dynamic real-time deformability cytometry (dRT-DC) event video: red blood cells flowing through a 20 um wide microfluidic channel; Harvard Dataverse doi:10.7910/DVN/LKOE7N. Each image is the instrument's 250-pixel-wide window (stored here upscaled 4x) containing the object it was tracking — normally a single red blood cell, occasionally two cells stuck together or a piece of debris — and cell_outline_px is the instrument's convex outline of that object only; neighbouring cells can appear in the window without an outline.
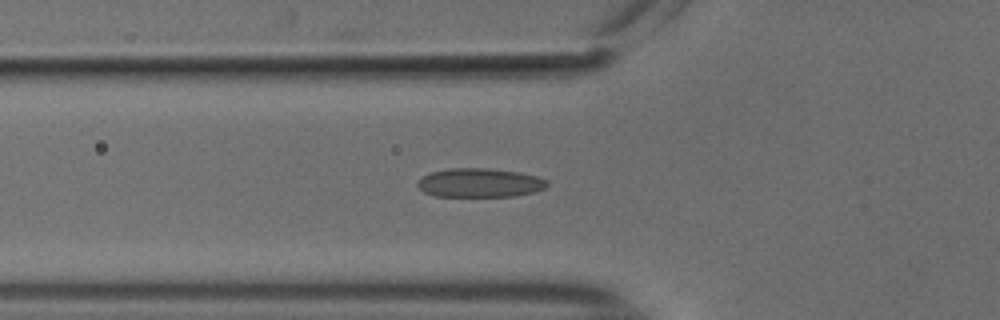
{"species": "common noctule bat (a hibernating species)", "species_latin": "Nyctalus noctula", "temperature_condition": "cold", "stored_images_in_passage": 32, "camera_frame_rate_fps": 3000, "um_per_image_px": 0.085, "animal": {"sex": "male", "body_mass_g": 18.8}, "frame": {"image": 1, "passage_image": 2, "time_ms": 0.333, "image_size_px": [1000, 320], "cell_outline_px": [[548, 184], [544, 188], [532, 192], [512, 196], [436, 196], [424, 192], [416, 184], [416, 180], [428, 172], [448, 168], [488, 168], [520, 172], [536, 176], [548, 180]], "centroid_in_image_um": [40.72, 15.52], "position_along_channel_um": 85.1, "area_um2": 21.96}}
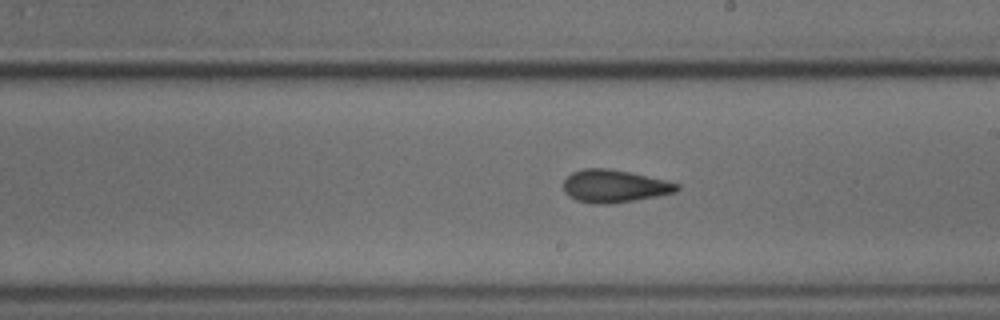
{"frame": {"image": 2, "passage_image": 14, "time_ms": 4.333, "image_size_px": [1000, 320], "cell_outline_px": [[680, 188], [676, 192], [636, 200], [608, 204], [592, 204], [576, 200], [568, 196], [564, 192], [564, 180], [572, 172], [584, 168], [608, 168], [628, 172], [664, 180], [680, 184]], "centroid_in_image_um": [52.19, 15.83], "position_along_channel_um": 236.8, "area_um2": 21.56}}
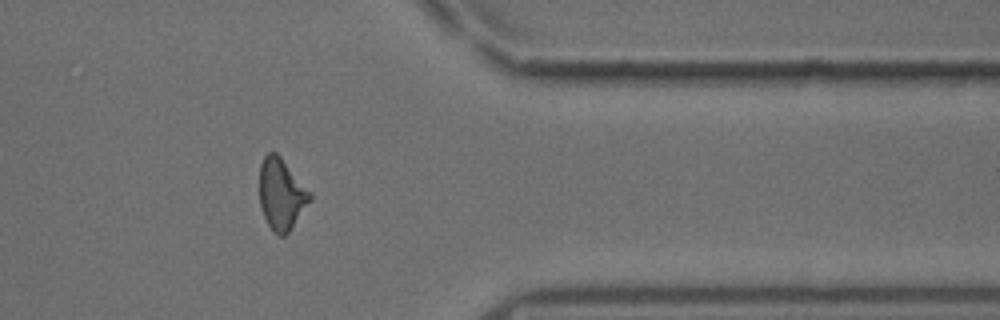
{"frame": {"image": 3, "passage_image": 27, "time_ms": 8.667, "image_size_px": [1000, 320], "cell_outline_px": [[312, 200], [288, 232], [284, 236], [280, 236], [272, 232], [264, 216], [260, 204], [260, 164], [264, 156], [268, 152], [276, 152], [280, 156], [312, 192]], "centroid_in_image_um": [23.93, 16.5], "position_along_channel_um": 387.5, "area_um2": 21.04}}